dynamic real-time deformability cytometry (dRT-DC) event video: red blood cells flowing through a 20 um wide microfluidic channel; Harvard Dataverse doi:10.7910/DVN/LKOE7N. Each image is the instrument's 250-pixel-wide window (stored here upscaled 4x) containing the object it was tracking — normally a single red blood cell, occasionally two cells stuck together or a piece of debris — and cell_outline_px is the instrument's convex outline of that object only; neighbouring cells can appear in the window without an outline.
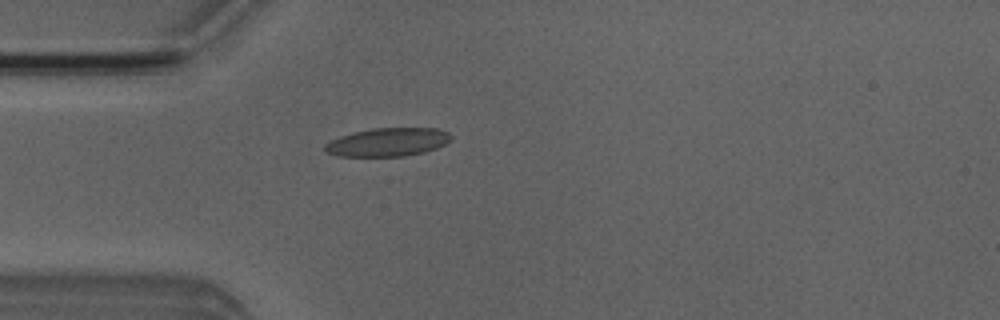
{"species": "Egyptian fruit bat (a non-hibernating species)", "species_latin": "Rousettus aegyptiacus", "temperature_condition": "room temperature", "stored_images_in_passage": 4, "camera_frame_rate_fps": 3000, "um_per_image_px": 0.085, "animal": {"sex": "male"}, "frame": {"image": 1, "passage_image": 4, "time_ms": 3.333, "image_size_px": [1000, 320], "cell_outline_px": [[452, 140], [436, 148], [424, 152], [404, 156], [340, 156], [324, 152], [324, 144], [340, 136], [352, 132], [372, 128], [436, 128], [448, 132], [452, 136]], "centroid_in_image_um": [32.95, 12.07], "position_along_channel_um": 52.0, "area_um2": 20.92}}